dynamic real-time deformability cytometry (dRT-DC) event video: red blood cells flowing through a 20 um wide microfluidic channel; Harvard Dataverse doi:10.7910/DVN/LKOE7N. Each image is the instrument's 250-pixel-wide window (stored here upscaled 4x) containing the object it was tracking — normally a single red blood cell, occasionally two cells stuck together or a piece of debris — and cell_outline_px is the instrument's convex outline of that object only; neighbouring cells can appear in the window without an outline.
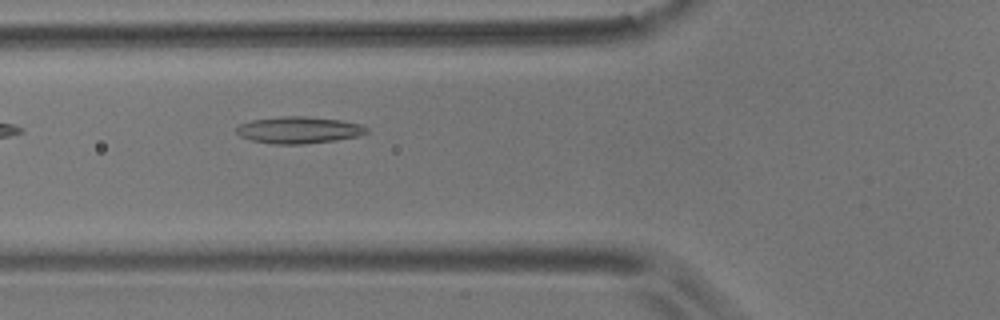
{"species": "common noctule bat (a hibernating species)", "species_latin": "Nyctalus noctula", "temperature_condition": "room temperature", "stored_images_in_passage": 7, "camera_frame_rate_fps": 3000, "um_per_image_px": 0.085, "animal": {"sex": "male", "body_mass_g": 17.9}, "frame": {"image": 1, "passage_image": 4, "time_ms": 1.0, "image_size_px": [1000, 320], "cell_outline_px": [[368, 132], [360, 136], [336, 140], [304, 144], [272, 144], [252, 140], [240, 136], [236, 132], [236, 128], [240, 124], [252, 120], [280, 116], [304, 116], [340, 120], [360, 124], [368, 128]], "centroid_in_image_um": [25.41, 11.05], "position_along_channel_um": 100.4, "area_um2": 20.35}}